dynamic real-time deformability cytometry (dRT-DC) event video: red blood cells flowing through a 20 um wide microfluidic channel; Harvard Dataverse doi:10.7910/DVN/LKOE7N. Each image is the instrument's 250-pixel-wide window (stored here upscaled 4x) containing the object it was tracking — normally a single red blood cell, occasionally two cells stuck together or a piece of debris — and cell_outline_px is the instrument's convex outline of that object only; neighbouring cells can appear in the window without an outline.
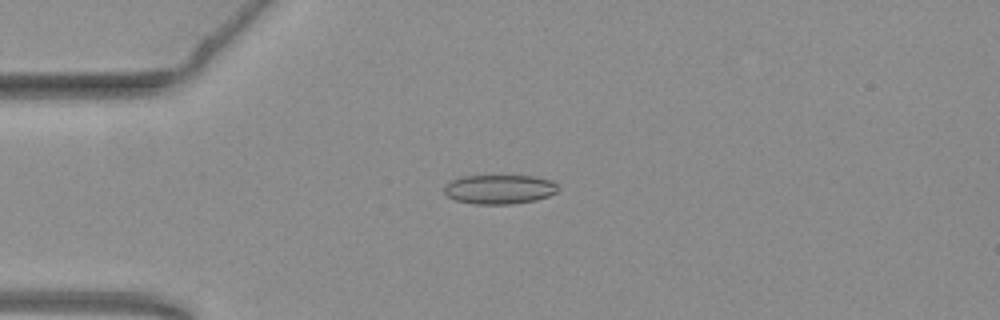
{"species": "common noctule bat (a hibernating species)", "species_latin": "Nyctalus noctula", "temperature_condition": "warm", "stored_images_in_passage": 55, "camera_frame_rate_fps": 3000, "um_per_image_px": 0.085, "animal": {"sex": "female", "body_mass_g": 19.3, "forearm_length_mm": 54.1}, "frame": {"image": 1, "passage_image": 14, "time_ms": 4.333, "image_size_px": [1000, 320], "cell_outline_px": [[560, 188], [556, 192], [548, 196], [536, 200], [512, 204], [476, 204], [456, 200], [448, 196], [444, 192], [444, 184], [452, 180], [464, 176], [536, 176], [552, 180]], "centroid_in_image_um": [42.47, 16.09], "position_along_channel_um": 42.5, "area_um2": 19.48}}
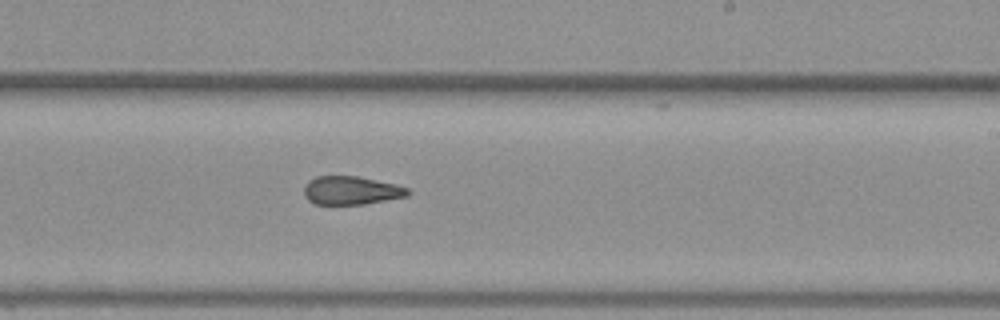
{"frame": {"image": 2, "passage_image": 33, "time_ms": 10.667, "image_size_px": [1000, 320], "cell_outline_px": [[412, 192], [408, 196], [364, 204], [316, 204], [308, 200], [304, 196], [304, 188], [308, 180], [316, 176], [356, 176], [396, 184], [408, 188]], "centroid_in_image_um": [29.86, 16.18], "position_along_channel_um": 259.1, "area_um2": 17.22}}
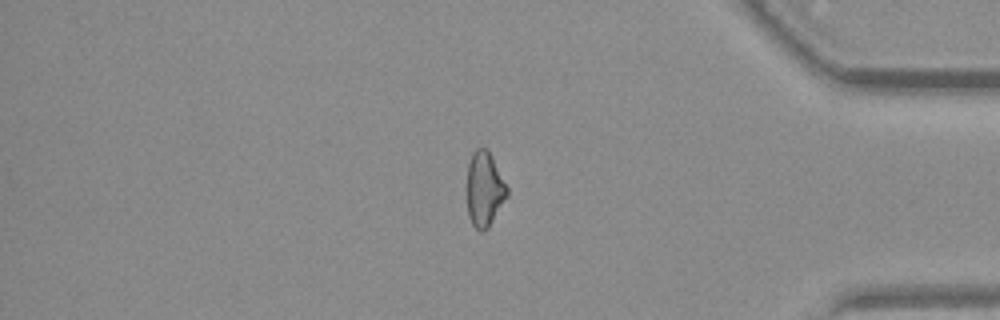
{"frame": {"image": 3, "passage_image": 46, "time_ms": 15.0, "image_size_px": [1000, 320], "cell_outline_px": [[508, 196], [488, 228], [484, 232], [480, 232], [472, 224], [468, 216], [468, 164], [472, 152], [476, 148], [484, 148], [488, 152], [508, 188]], "centroid_in_image_um": [41.18, 16.13], "position_along_channel_um": 394.0, "area_um2": 17.17}, "authors_computed_cell_mechanics": {"area_um2": 18.6694, "velocity_mm_per_s": 3.7926, "shape_relaxation_time_tau1_ms": null, "shape_relaxation_time_tau2_ms": 2.5499, "deformation_change_tau1": null, "deformation_change_tau2": 0.0937}}